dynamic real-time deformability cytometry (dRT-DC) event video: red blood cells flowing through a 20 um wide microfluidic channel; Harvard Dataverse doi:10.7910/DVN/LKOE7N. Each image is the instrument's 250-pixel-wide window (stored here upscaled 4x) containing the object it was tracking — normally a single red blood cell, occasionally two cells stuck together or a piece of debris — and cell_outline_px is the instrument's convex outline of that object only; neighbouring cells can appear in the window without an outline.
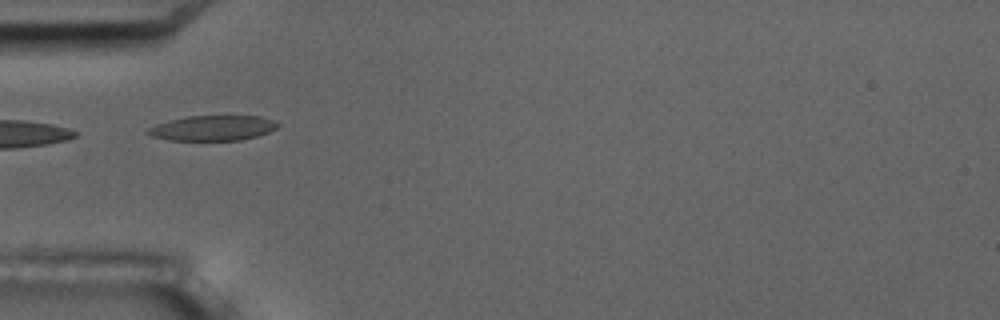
{"species": "common noctule bat (a hibernating species)", "species_latin": "Nyctalus noctula", "temperature_condition": "room temperature", "stored_images_in_passage": 7, "camera_frame_rate_fps": 3000, "um_per_image_px": 0.085, "animal": {"sex": "male", "body_mass_g": 17.5, "forearm_length_mm": 52.3}, "frame": {"image": 1, "passage_image": 4, "time_ms": 4.333, "image_size_px": [1000, 320], "cell_outline_px": [[280, 124], [276, 128], [268, 132], [256, 136], [240, 140], [168, 140], [148, 136], [144, 132], [148, 128], [156, 124], [168, 120], [188, 116], [260, 116], [272, 120]], "centroid_in_image_um": [18.01, 10.88], "position_along_channel_um": 67.0, "area_um2": 19.07}}